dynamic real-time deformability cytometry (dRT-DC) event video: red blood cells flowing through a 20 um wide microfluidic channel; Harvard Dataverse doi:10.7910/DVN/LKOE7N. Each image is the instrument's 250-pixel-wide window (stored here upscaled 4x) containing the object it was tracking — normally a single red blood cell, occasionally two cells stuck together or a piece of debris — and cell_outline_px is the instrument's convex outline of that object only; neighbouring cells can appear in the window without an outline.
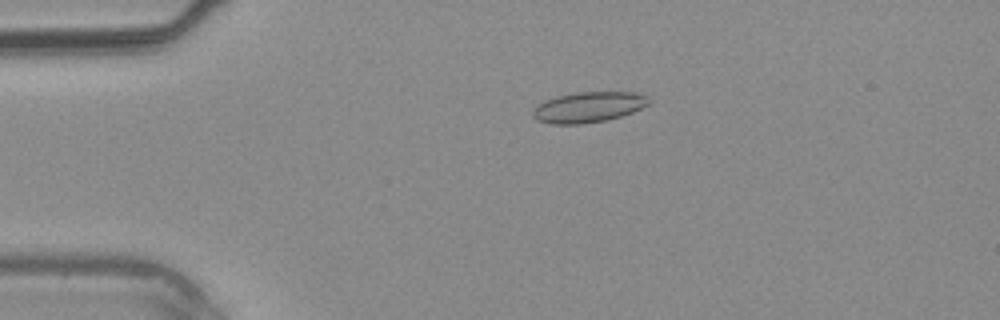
{"species": "common noctule bat (a hibernating species)", "species_latin": "Nyctalus noctula", "temperature_condition": "warm", "stored_images_in_passage": 33, "camera_frame_rate_fps": 3000, "um_per_image_px": 0.085, "animal": {"sex": "male", "body_mass_g": 20.4}, "frame": {"image": 1, "passage_image": 3, "time_ms": 0.667, "image_size_px": [1000, 320], "cell_outline_px": [[652, 104], [632, 112], [608, 120], [584, 124], [552, 124], [536, 120], [532, 116], [532, 108], [556, 96], [576, 92], [636, 92], [648, 96], [652, 100]], "centroid_in_image_um": [50.06, 9.11], "position_along_channel_um": 34.9, "area_um2": 20.92}}
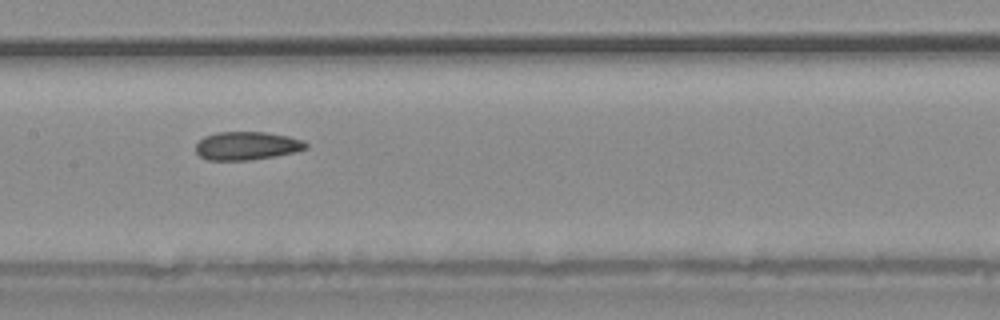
{"frame": {"image": 2, "passage_image": 14, "time_ms": 4.333, "image_size_px": [1000, 320], "cell_outline_px": [[308, 148], [296, 152], [276, 156], [252, 160], [208, 160], [200, 156], [196, 152], [196, 144], [204, 136], [216, 132], [264, 132], [288, 136], [304, 140], [308, 144]], "centroid_in_image_um": [21.01, 12.39], "position_along_channel_um": 186.4, "area_um2": 18.32}}
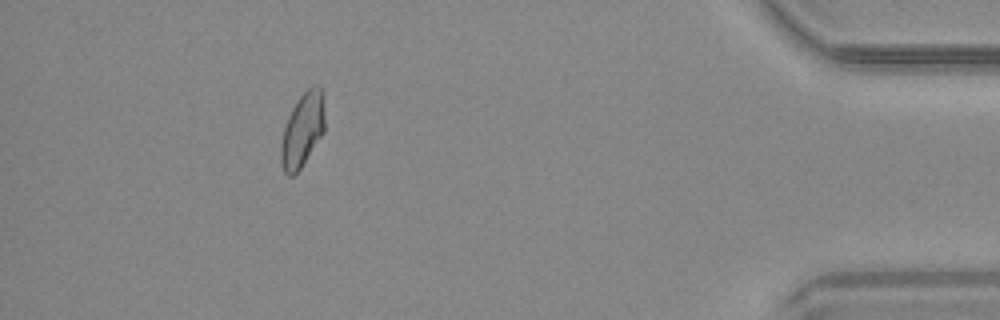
{"frame": {"image": 3, "passage_image": 30, "time_ms": 9.667, "image_size_px": [1000, 320], "cell_outline_px": [[324, 132], [300, 168], [292, 176], [288, 176], [284, 172], [280, 160], [280, 144], [284, 128], [288, 116], [292, 108], [300, 96], [312, 84], [320, 84], [324, 116]], "centroid_in_image_um": [25.69, 11.04], "position_along_channel_um": 409.5, "area_um2": 18.73}}